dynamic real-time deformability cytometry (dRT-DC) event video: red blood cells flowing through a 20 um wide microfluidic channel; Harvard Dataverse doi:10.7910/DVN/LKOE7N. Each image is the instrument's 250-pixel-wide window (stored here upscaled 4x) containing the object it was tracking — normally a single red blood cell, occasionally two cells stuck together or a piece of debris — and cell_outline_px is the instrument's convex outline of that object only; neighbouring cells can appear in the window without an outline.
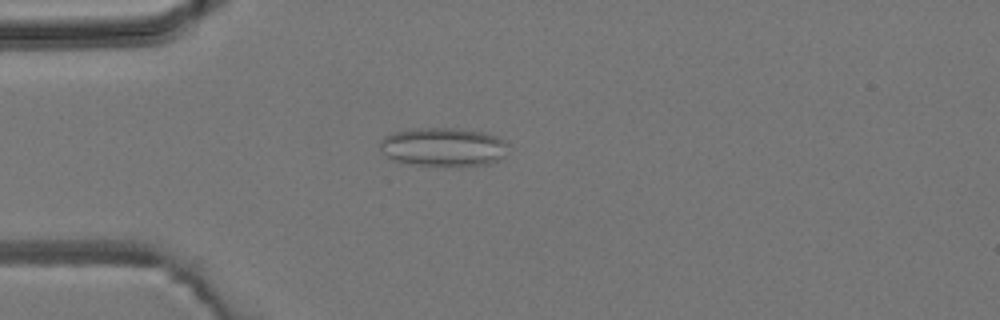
{"species": "common noctule bat (a hibernating species)", "species_latin": "Nyctalus noctula", "temperature_condition": "room temperature", "stored_images_in_passage": 3, "camera_frame_rate_fps": 3000, "um_per_image_px": 0.085, "animal": {"sex": "male", "body_mass_g": 19.2, "forearm_length_mm": 51.8}, "frame": {"image": 1, "passage_image": 3, "time_ms": 2.333, "image_size_px": [1000, 320], "cell_outline_px": [[508, 144], [504, 156], [488, 164], [456, 168], [416, 164], [396, 160], [388, 156], [380, 148], [380, 140], [384, 136], [392, 132], [412, 128], [460, 128], [484, 132], [496, 136], [504, 140]], "centroid_in_image_um": [37.71, 12.5], "position_along_channel_um": 47.3, "area_um2": 29.36}}